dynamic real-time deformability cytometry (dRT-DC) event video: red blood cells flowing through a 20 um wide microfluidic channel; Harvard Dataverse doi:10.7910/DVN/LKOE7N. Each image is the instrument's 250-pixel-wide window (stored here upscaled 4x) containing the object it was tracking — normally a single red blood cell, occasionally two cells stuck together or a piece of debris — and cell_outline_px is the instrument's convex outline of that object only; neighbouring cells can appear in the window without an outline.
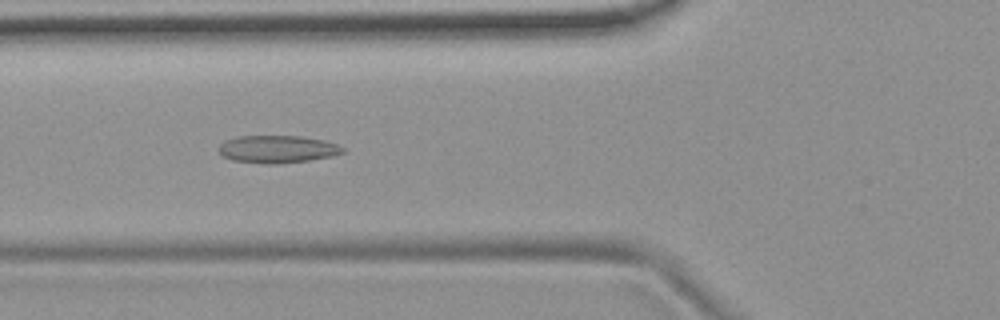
{"species": "common noctule bat (a hibernating species)", "species_latin": "Nyctalus noctula", "temperature_condition": "room temperature", "stored_images_in_passage": 37, "camera_frame_rate_fps": 3000, "um_per_image_px": 0.085, "animal": {"sex": "female", "body_mass_g": 19.9}, "frame": {"image": 1, "passage_image": 20, "time_ms": 6.333, "image_size_px": [1000, 320], "cell_outline_px": [[344, 152], [332, 156], [308, 160], [280, 164], [268, 164], [232, 160], [224, 156], [220, 152], [220, 144], [224, 140], [236, 136], [300, 136], [328, 140], [344, 148]], "centroid_in_image_um": [23.6, 12.67], "position_along_channel_um": 102.2, "area_um2": 19.94}}
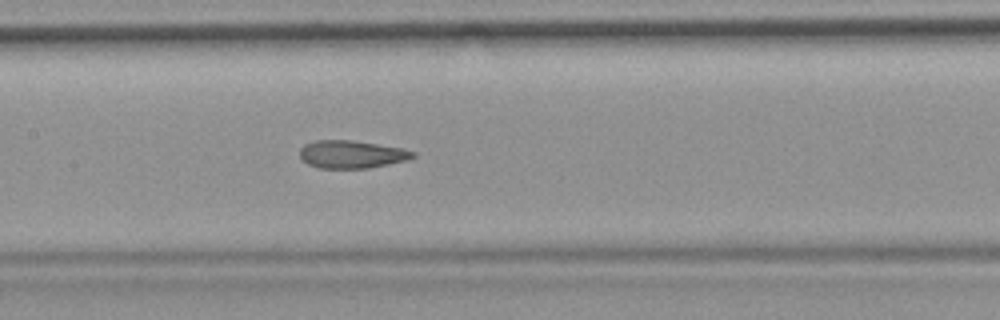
{"frame": {"image": 2, "passage_image": 26, "time_ms": 8.333, "image_size_px": [1000, 320], "cell_outline_px": [[416, 156], [408, 160], [368, 168], [320, 168], [308, 164], [300, 156], [300, 148], [304, 144], [316, 140], [352, 140], [404, 148], [416, 152]], "centroid_in_image_um": [29.92, 13.11], "position_along_channel_um": 177.5, "area_um2": 18.38}}
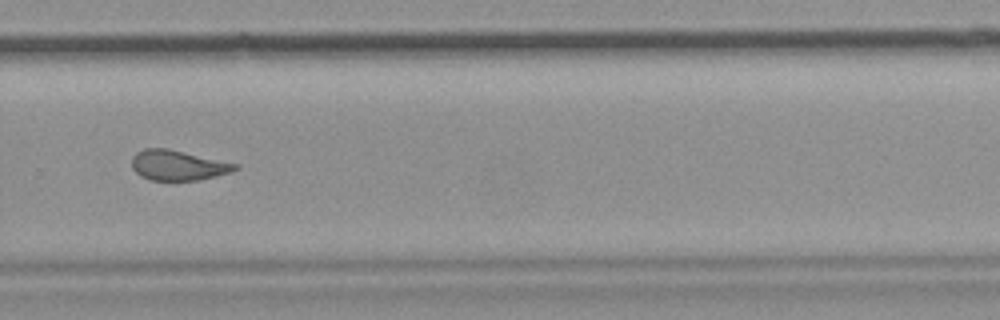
{"frame": {"image": 3, "passage_image": 37, "time_ms": 12.0, "image_size_px": [1000, 320], "cell_outline_px": [[240, 168], [232, 172], [200, 180], [152, 180], [140, 176], [132, 168], [132, 156], [136, 152], [144, 148], [168, 148], [236, 164]], "centroid_in_image_um": [15.1, 14.05], "position_along_channel_um": 314.7, "area_um2": 18.09}}